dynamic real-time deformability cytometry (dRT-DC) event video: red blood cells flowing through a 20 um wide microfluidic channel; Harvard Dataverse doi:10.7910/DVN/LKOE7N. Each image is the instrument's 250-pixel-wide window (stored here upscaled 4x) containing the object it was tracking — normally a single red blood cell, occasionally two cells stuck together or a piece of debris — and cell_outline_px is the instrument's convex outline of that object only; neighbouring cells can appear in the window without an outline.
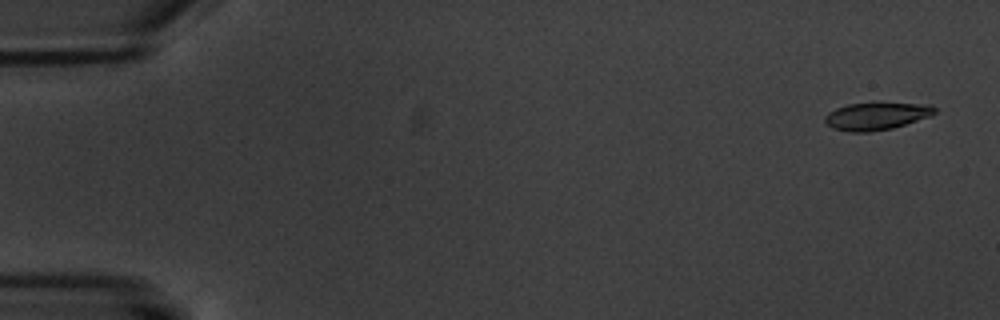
{"species": "common noctule bat (a hibernating species)", "species_latin": "Nyctalus noctula", "temperature_condition": "warm", "stored_images_in_passage": 14, "camera_frame_rate_fps": 3000, "um_per_image_px": 0.085, "animal": {"sex": "male", "body_mass_g": 20.1, "forearm_length_mm": 53.5}, "frame": {"image": 1, "passage_image": 1, "time_ms": 0.0, "image_size_px": [1000, 320], "cell_outline_px": [[936, 112], [932, 116], [892, 128], [868, 132], [848, 132], [832, 128], [824, 120], [824, 116], [828, 112], [836, 108], [848, 104], [932, 104], [936, 108]], "centroid_in_image_um": [74.49, 9.89], "position_along_channel_um": 10.5, "area_um2": 17.34}}
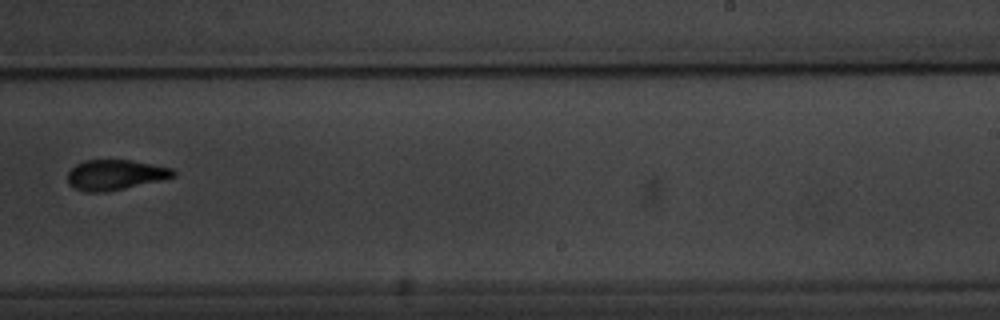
{"frame": {"image": 2, "passage_image": 11, "time_ms": 12.0, "image_size_px": [1000, 320], "cell_outline_px": [[176, 176], [164, 180], [104, 192], [84, 192], [68, 184], [68, 172], [76, 164], [84, 160], [132, 160], [172, 168], [176, 172]], "centroid_in_image_um": [9.81, 14.86], "position_along_channel_um": 279.2, "area_um2": 18.67}}
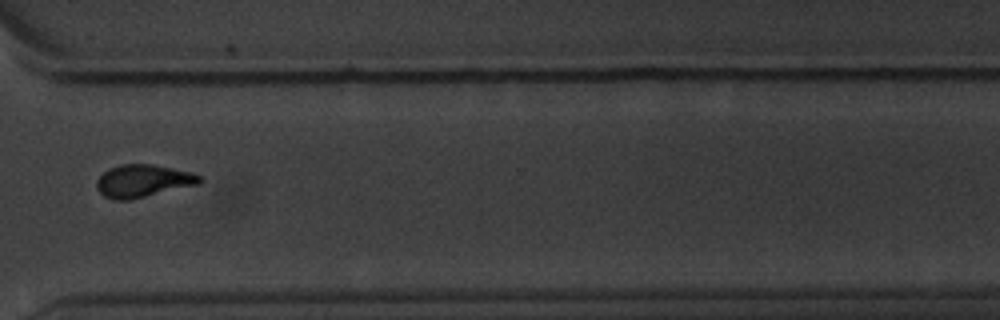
{"frame": {"image": 3, "passage_image": 13, "time_ms": 14.333, "image_size_px": [1000, 320], "cell_outline_px": [[204, 180], [200, 184], [128, 200], [112, 200], [104, 196], [96, 188], [96, 180], [108, 168], [120, 164], [152, 164], [192, 172], [200, 176]], "centroid_in_image_um": [12.15, 15.37], "position_along_channel_um": 358.4, "area_um2": 19.65}, "authors_computed_cell_mechanics": {"area_um2": 18.9873, "velocity_mm_per_s": 3.397, "shape_relaxation_time_tau1_ms": 2.3184, "shape_relaxation_time_tau2_ms": 1.5512, "deformation_change_tau1": 0.1324, "deformation_change_tau2": 0.0676}}